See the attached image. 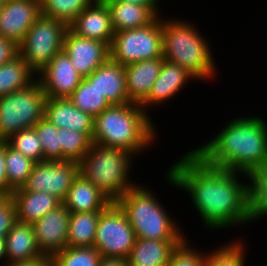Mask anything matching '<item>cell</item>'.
<instances>
[{
    "label": "cell",
    "instance_id": "cell-1",
    "mask_svg": "<svg viewBox=\"0 0 267 266\" xmlns=\"http://www.w3.org/2000/svg\"><path fill=\"white\" fill-rule=\"evenodd\" d=\"M181 156L164 172V177L170 186L191 197L202 228L212 232L250 224L247 175L209 166L192 149Z\"/></svg>",
    "mask_w": 267,
    "mask_h": 266
},
{
    "label": "cell",
    "instance_id": "cell-2",
    "mask_svg": "<svg viewBox=\"0 0 267 266\" xmlns=\"http://www.w3.org/2000/svg\"><path fill=\"white\" fill-rule=\"evenodd\" d=\"M222 125L208 142L192 149L209 166L247 176L267 166V120L240 115Z\"/></svg>",
    "mask_w": 267,
    "mask_h": 266
},
{
    "label": "cell",
    "instance_id": "cell-3",
    "mask_svg": "<svg viewBox=\"0 0 267 266\" xmlns=\"http://www.w3.org/2000/svg\"><path fill=\"white\" fill-rule=\"evenodd\" d=\"M151 118L137 103L110 105L94 117L92 143L142 155L159 137Z\"/></svg>",
    "mask_w": 267,
    "mask_h": 266
},
{
    "label": "cell",
    "instance_id": "cell-4",
    "mask_svg": "<svg viewBox=\"0 0 267 266\" xmlns=\"http://www.w3.org/2000/svg\"><path fill=\"white\" fill-rule=\"evenodd\" d=\"M161 16L164 60L185 68L196 80L213 81L218 75V67L210 40L201 34L193 21Z\"/></svg>",
    "mask_w": 267,
    "mask_h": 266
},
{
    "label": "cell",
    "instance_id": "cell-5",
    "mask_svg": "<svg viewBox=\"0 0 267 266\" xmlns=\"http://www.w3.org/2000/svg\"><path fill=\"white\" fill-rule=\"evenodd\" d=\"M142 185V186H141ZM151 187L136 184L116 202L125 212L136 238L149 240H184V229L167 212ZM170 214V215H169ZM182 229V230H181ZM183 231V232H182Z\"/></svg>",
    "mask_w": 267,
    "mask_h": 266
},
{
    "label": "cell",
    "instance_id": "cell-6",
    "mask_svg": "<svg viewBox=\"0 0 267 266\" xmlns=\"http://www.w3.org/2000/svg\"><path fill=\"white\" fill-rule=\"evenodd\" d=\"M133 157L136 159L134 154L125 150L92 143L79 162V174L92 182L112 203H116L137 184L130 178L135 164Z\"/></svg>",
    "mask_w": 267,
    "mask_h": 266
},
{
    "label": "cell",
    "instance_id": "cell-7",
    "mask_svg": "<svg viewBox=\"0 0 267 266\" xmlns=\"http://www.w3.org/2000/svg\"><path fill=\"white\" fill-rule=\"evenodd\" d=\"M46 98L38 79L23 89L0 96V141L33 128L44 117Z\"/></svg>",
    "mask_w": 267,
    "mask_h": 266
},
{
    "label": "cell",
    "instance_id": "cell-8",
    "mask_svg": "<svg viewBox=\"0 0 267 266\" xmlns=\"http://www.w3.org/2000/svg\"><path fill=\"white\" fill-rule=\"evenodd\" d=\"M68 26L41 14L18 45L19 55L38 74L63 50Z\"/></svg>",
    "mask_w": 267,
    "mask_h": 266
},
{
    "label": "cell",
    "instance_id": "cell-9",
    "mask_svg": "<svg viewBox=\"0 0 267 266\" xmlns=\"http://www.w3.org/2000/svg\"><path fill=\"white\" fill-rule=\"evenodd\" d=\"M109 49L110 58L122 66L162 57L161 15L146 26L115 32Z\"/></svg>",
    "mask_w": 267,
    "mask_h": 266
},
{
    "label": "cell",
    "instance_id": "cell-10",
    "mask_svg": "<svg viewBox=\"0 0 267 266\" xmlns=\"http://www.w3.org/2000/svg\"><path fill=\"white\" fill-rule=\"evenodd\" d=\"M135 240L134 230L117 203H111L100 213L93 247L102 258L127 260Z\"/></svg>",
    "mask_w": 267,
    "mask_h": 266
},
{
    "label": "cell",
    "instance_id": "cell-11",
    "mask_svg": "<svg viewBox=\"0 0 267 266\" xmlns=\"http://www.w3.org/2000/svg\"><path fill=\"white\" fill-rule=\"evenodd\" d=\"M78 175V162L44 160L35 163L23 188L52 194L63 201Z\"/></svg>",
    "mask_w": 267,
    "mask_h": 266
},
{
    "label": "cell",
    "instance_id": "cell-12",
    "mask_svg": "<svg viewBox=\"0 0 267 266\" xmlns=\"http://www.w3.org/2000/svg\"><path fill=\"white\" fill-rule=\"evenodd\" d=\"M37 79L46 97L69 98L83 77L76 71L66 52L62 50L37 74Z\"/></svg>",
    "mask_w": 267,
    "mask_h": 266
},
{
    "label": "cell",
    "instance_id": "cell-13",
    "mask_svg": "<svg viewBox=\"0 0 267 266\" xmlns=\"http://www.w3.org/2000/svg\"><path fill=\"white\" fill-rule=\"evenodd\" d=\"M70 212L62 203L34 222L38 249L44 256H52L67 247Z\"/></svg>",
    "mask_w": 267,
    "mask_h": 266
},
{
    "label": "cell",
    "instance_id": "cell-14",
    "mask_svg": "<svg viewBox=\"0 0 267 266\" xmlns=\"http://www.w3.org/2000/svg\"><path fill=\"white\" fill-rule=\"evenodd\" d=\"M41 15L40 0H11L0 10V36L20 44Z\"/></svg>",
    "mask_w": 267,
    "mask_h": 266
},
{
    "label": "cell",
    "instance_id": "cell-15",
    "mask_svg": "<svg viewBox=\"0 0 267 266\" xmlns=\"http://www.w3.org/2000/svg\"><path fill=\"white\" fill-rule=\"evenodd\" d=\"M63 50L83 78L91 75L110 57V49L105 42L77 36L69 29L64 37Z\"/></svg>",
    "mask_w": 267,
    "mask_h": 266
},
{
    "label": "cell",
    "instance_id": "cell-16",
    "mask_svg": "<svg viewBox=\"0 0 267 266\" xmlns=\"http://www.w3.org/2000/svg\"><path fill=\"white\" fill-rule=\"evenodd\" d=\"M193 79L197 81L185 68L163 60L159 76L155 80L147 98L140 106L150 114L152 107L156 106L158 109L164 104H167L170 99L177 97L176 95L186 87L189 81H193Z\"/></svg>",
    "mask_w": 267,
    "mask_h": 266
},
{
    "label": "cell",
    "instance_id": "cell-17",
    "mask_svg": "<svg viewBox=\"0 0 267 266\" xmlns=\"http://www.w3.org/2000/svg\"><path fill=\"white\" fill-rule=\"evenodd\" d=\"M68 29L77 36L99 40L110 47L115 32L106 1L95 0L88 5L68 26Z\"/></svg>",
    "mask_w": 267,
    "mask_h": 266
},
{
    "label": "cell",
    "instance_id": "cell-18",
    "mask_svg": "<svg viewBox=\"0 0 267 266\" xmlns=\"http://www.w3.org/2000/svg\"><path fill=\"white\" fill-rule=\"evenodd\" d=\"M86 78L94 82L96 89L111 105L131 103L127 93L125 68L110 57Z\"/></svg>",
    "mask_w": 267,
    "mask_h": 266
},
{
    "label": "cell",
    "instance_id": "cell-19",
    "mask_svg": "<svg viewBox=\"0 0 267 266\" xmlns=\"http://www.w3.org/2000/svg\"><path fill=\"white\" fill-rule=\"evenodd\" d=\"M44 118L58 128L77 132H93L94 118L71 102L69 98H46Z\"/></svg>",
    "mask_w": 267,
    "mask_h": 266
},
{
    "label": "cell",
    "instance_id": "cell-20",
    "mask_svg": "<svg viewBox=\"0 0 267 266\" xmlns=\"http://www.w3.org/2000/svg\"><path fill=\"white\" fill-rule=\"evenodd\" d=\"M163 60V57H159L124 66L127 93L131 103L141 104L147 98L159 76Z\"/></svg>",
    "mask_w": 267,
    "mask_h": 266
},
{
    "label": "cell",
    "instance_id": "cell-21",
    "mask_svg": "<svg viewBox=\"0 0 267 266\" xmlns=\"http://www.w3.org/2000/svg\"><path fill=\"white\" fill-rule=\"evenodd\" d=\"M10 197L16 206L17 221L30 224L62 204L55 195L26 191L23 187L12 191Z\"/></svg>",
    "mask_w": 267,
    "mask_h": 266
},
{
    "label": "cell",
    "instance_id": "cell-22",
    "mask_svg": "<svg viewBox=\"0 0 267 266\" xmlns=\"http://www.w3.org/2000/svg\"><path fill=\"white\" fill-rule=\"evenodd\" d=\"M7 263L39 260L44 257L37 246L33 225L16 221L5 236Z\"/></svg>",
    "mask_w": 267,
    "mask_h": 266
},
{
    "label": "cell",
    "instance_id": "cell-23",
    "mask_svg": "<svg viewBox=\"0 0 267 266\" xmlns=\"http://www.w3.org/2000/svg\"><path fill=\"white\" fill-rule=\"evenodd\" d=\"M70 213L103 211L112 202L95 185L79 174L62 201Z\"/></svg>",
    "mask_w": 267,
    "mask_h": 266
},
{
    "label": "cell",
    "instance_id": "cell-24",
    "mask_svg": "<svg viewBox=\"0 0 267 266\" xmlns=\"http://www.w3.org/2000/svg\"><path fill=\"white\" fill-rule=\"evenodd\" d=\"M183 240H149L136 238L128 266H166L174 249Z\"/></svg>",
    "mask_w": 267,
    "mask_h": 266
},
{
    "label": "cell",
    "instance_id": "cell-25",
    "mask_svg": "<svg viewBox=\"0 0 267 266\" xmlns=\"http://www.w3.org/2000/svg\"><path fill=\"white\" fill-rule=\"evenodd\" d=\"M110 11L114 32L139 28L150 24L158 14L147 5L105 0Z\"/></svg>",
    "mask_w": 267,
    "mask_h": 266
},
{
    "label": "cell",
    "instance_id": "cell-26",
    "mask_svg": "<svg viewBox=\"0 0 267 266\" xmlns=\"http://www.w3.org/2000/svg\"><path fill=\"white\" fill-rule=\"evenodd\" d=\"M37 79V74L18 54L0 66V96L23 89Z\"/></svg>",
    "mask_w": 267,
    "mask_h": 266
},
{
    "label": "cell",
    "instance_id": "cell-27",
    "mask_svg": "<svg viewBox=\"0 0 267 266\" xmlns=\"http://www.w3.org/2000/svg\"><path fill=\"white\" fill-rule=\"evenodd\" d=\"M102 211L70 213L67 247H93Z\"/></svg>",
    "mask_w": 267,
    "mask_h": 266
},
{
    "label": "cell",
    "instance_id": "cell-28",
    "mask_svg": "<svg viewBox=\"0 0 267 266\" xmlns=\"http://www.w3.org/2000/svg\"><path fill=\"white\" fill-rule=\"evenodd\" d=\"M36 162L11 148L5 142V166L8 180V197L12 191L22 188Z\"/></svg>",
    "mask_w": 267,
    "mask_h": 266
},
{
    "label": "cell",
    "instance_id": "cell-29",
    "mask_svg": "<svg viewBox=\"0 0 267 266\" xmlns=\"http://www.w3.org/2000/svg\"><path fill=\"white\" fill-rule=\"evenodd\" d=\"M249 223L267 218V166L248 176Z\"/></svg>",
    "mask_w": 267,
    "mask_h": 266
},
{
    "label": "cell",
    "instance_id": "cell-30",
    "mask_svg": "<svg viewBox=\"0 0 267 266\" xmlns=\"http://www.w3.org/2000/svg\"><path fill=\"white\" fill-rule=\"evenodd\" d=\"M69 99L74 106L93 118L111 105L96 89L94 82H90L86 77L82 79Z\"/></svg>",
    "mask_w": 267,
    "mask_h": 266
},
{
    "label": "cell",
    "instance_id": "cell-31",
    "mask_svg": "<svg viewBox=\"0 0 267 266\" xmlns=\"http://www.w3.org/2000/svg\"><path fill=\"white\" fill-rule=\"evenodd\" d=\"M230 241L232 242L213 248V251H207L204 266H246L247 246L244 244L245 240L239 237Z\"/></svg>",
    "mask_w": 267,
    "mask_h": 266
},
{
    "label": "cell",
    "instance_id": "cell-32",
    "mask_svg": "<svg viewBox=\"0 0 267 266\" xmlns=\"http://www.w3.org/2000/svg\"><path fill=\"white\" fill-rule=\"evenodd\" d=\"M93 132H77L59 128L62 161L80 162L92 145Z\"/></svg>",
    "mask_w": 267,
    "mask_h": 266
},
{
    "label": "cell",
    "instance_id": "cell-33",
    "mask_svg": "<svg viewBox=\"0 0 267 266\" xmlns=\"http://www.w3.org/2000/svg\"><path fill=\"white\" fill-rule=\"evenodd\" d=\"M95 0H40L41 14L69 26Z\"/></svg>",
    "mask_w": 267,
    "mask_h": 266
},
{
    "label": "cell",
    "instance_id": "cell-34",
    "mask_svg": "<svg viewBox=\"0 0 267 266\" xmlns=\"http://www.w3.org/2000/svg\"><path fill=\"white\" fill-rule=\"evenodd\" d=\"M51 259L54 266H98L102 256L95 247H66Z\"/></svg>",
    "mask_w": 267,
    "mask_h": 266
},
{
    "label": "cell",
    "instance_id": "cell-35",
    "mask_svg": "<svg viewBox=\"0 0 267 266\" xmlns=\"http://www.w3.org/2000/svg\"><path fill=\"white\" fill-rule=\"evenodd\" d=\"M34 128L43 148V161H62L59 128L44 117L34 125Z\"/></svg>",
    "mask_w": 267,
    "mask_h": 266
},
{
    "label": "cell",
    "instance_id": "cell-36",
    "mask_svg": "<svg viewBox=\"0 0 267 266\" xmlns=\"http://www.w3.org/2000/svg\"><path fill=\"white\" fill-rule=\"evenodd\" d=\"M5 142L11 148L34 162L43 161V148L34 127L20 130Z\"/></svg>",
    "mask_w": 267,
    "mask_h": 266
},
{
    "label": "cell",
    "instance_id": "cell-37",
    "mask_svg": "<svg viewBox=\"0 0 267 266\" xmlns=\"http://www.w3.org/2000/svg\"><path fill=\"white\" fill-rule=\"evenodd\" d=\"M187 237L174 249L166 266H204L207 252L192 246Z\"/></svg>",
    "mask_w": 267,
    "mask_h": 266
},
{
    "label": "cell",
    "instance_id": "cell-38",
    "mask_svg": "<svg viewBox=\"0 0 267 266\" xmlns=\"http://www.w3.org/2000/svg\"><path fill=\"white\" fill-rule=\"evenodd\" d=\"M17 221L16 206L11 197L0 198V237H5Z\"/></svg>",
    "mask_w": 267,
    "mask_h": 266
},
{
    "label": "cell",
    "instance_id": "cell-39",
    "mask_svg": "<svg viewBox=\"0 0 267 266\" xmlns=\"http://www.w3.org/2000/svg\"><path fill=\"white\" fill-rule=\"evenodd\" d=\"M18 54V44L9 38L0 36V66L11 61Z\"/></svg>",
    "mask_w": 267,
    "mask_h": 266
},
{
    "label": "cell",
    "instance_id": "cell-40",
    "mask_svg": "<svg viewBox=\"0 0 267 266\" xmlns=\"http://www.w3.org/2000/svg\"><path fill=\"white\" fill-rule=\"evenodd\" d=\"M8 197V180L5 166V142L0 141V198Z\"/></svg>",
    "mask_w": 267,
    "mask_h": 266
},
{
    "label": "cell",
    "instance_id": "cell-41",
    "mask_svg": "<svg viewBox=\"0 0 267 266\" xmlns=\"http://www.w3.org/2000/svg\"><path fill=\"white\" fill-rule=\"evenodd\" d=\"M4 266H54L50 256H44L39 260L20 263H7Z\"/></svg>",
    "mask_w": 267,
    "mask_h": 266
},
{
    "label": "cell",
    "instance_id": "cell-42",
    "mask_svg": "<svg viewBox=\"0 0 267 266\" xmlns=\"http://www.w3.org/2000/svg\"><path fill=\"white\" fill-rule=\"evenodd\" d=\"M121 2H128V3H135V4H143L150 6L158 15H162L160 11V4H162L160 1L161 0H117Z\"/></svg>",
    "mask_w": 267,
    "mask_h": 266
},
{
    "label": "cell",
    "instance_id": "cell-43",
    "mask_svg": "<svg viewBox=\"0 0 267 266\" xmlns=\"http://www.w3.org/2000/svg\"><path fill=\"white\" fill-rule=\"evenodd\" d=\"M98 266H128L125 259L102 258Z\"/></svg>",
    "mask_w": 267,
    "mask_h": 266
},
{
    "label": "cell",
    "instance_id": "cell-44",
    "mask_svg": "<svg viewBox=\"0 0 267 266\" xmlns=\"http://www.w3.org/2000/svg\"><path fill=\"white\" fill-rule=\"evenodd\" d=\"M0 261L3 262L0 266H4L5 264H7L6 239H5V237H0Z\"/></svg>",
    "mask_w": 267,
    "mask_h": 266
},
{
    "label": "cell",
    "instance_id": "cell-45",
    "mask_svg": "<svg viewBox=\"0 0 267 266\" xmlns=\"http://www.w3.org/2000/svg\"><path fill=\"white\" fill-rule=\"evenodd\" d=\"M3 4H4V0H0V10L2 9Z\"/></svg>",
    "mask_w": 267,
    "mask_h": 266
}]
</instances>
